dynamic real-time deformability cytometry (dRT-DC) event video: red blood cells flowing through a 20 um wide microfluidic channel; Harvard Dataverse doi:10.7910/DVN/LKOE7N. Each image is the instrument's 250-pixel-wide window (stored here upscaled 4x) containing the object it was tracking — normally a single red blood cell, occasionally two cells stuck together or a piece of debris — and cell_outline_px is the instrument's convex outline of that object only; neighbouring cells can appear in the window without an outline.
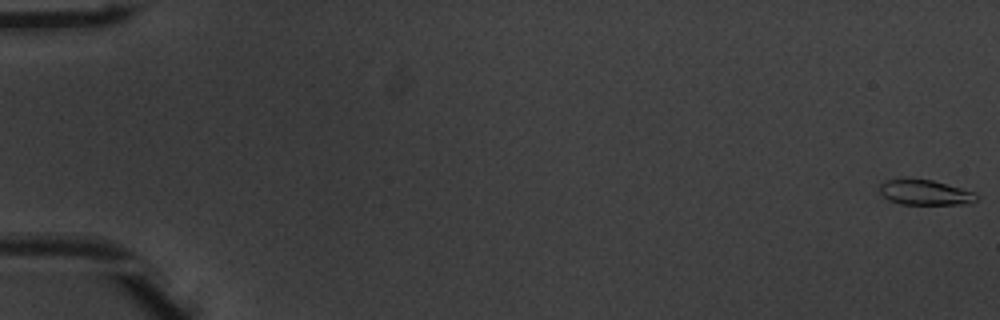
{"species": "common noctule bat (a hibernating species)", "species_latin": "Nyctalus noctula", "temperature_condition": "warm", "stored_images_in_passage": 14, "camera_frame_rate_fps": 3000, "um_per_image_px": 0.085, "animal": {"sex": "male", "body_mass_g": 20.1, "forearm_length_mm": 53.5}, "frame": {"image": 1, "passage_image": 1, "time_ms": 0.0, "image_size_px": [1000, 320], "cell_outline_px": [[980, 196], [972, 204], [900, 204], [888, 200], [880, 192], [880, 184], [884, 180], [900, 176], [932, 180], [976, 192]], "centroid_in_image_um": [78.61, 16.33], "position_along_channel_um": 6.4, "area_um2": 14.8}}